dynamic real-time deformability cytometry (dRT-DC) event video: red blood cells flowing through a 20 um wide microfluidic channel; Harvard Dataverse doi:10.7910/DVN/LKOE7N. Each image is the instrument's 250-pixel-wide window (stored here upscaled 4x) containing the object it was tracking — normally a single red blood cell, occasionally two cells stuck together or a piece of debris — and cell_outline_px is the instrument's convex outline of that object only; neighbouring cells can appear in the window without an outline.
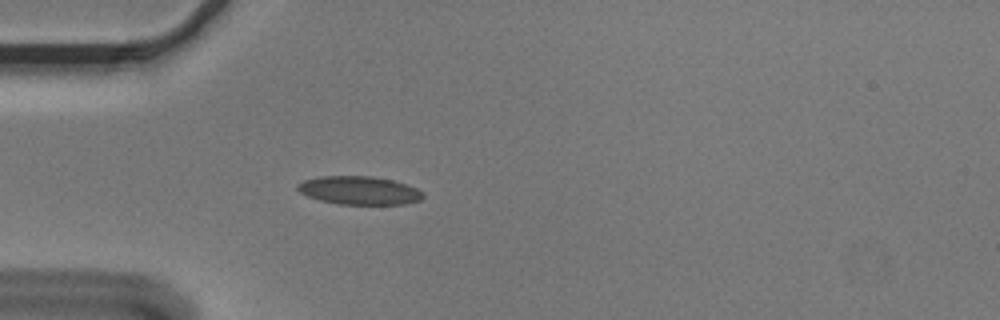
{"species": "Egyptian fruit bat (a non-hibernating species)", "species_latin": "Rousettus aegyptiacus", "temperature_condition": "cold", "stored_images_in_passage": 6, "camera_frame_rate_fps": 3000, "um_per_image_px": 0.085, "animal": {"sex": "male"}, "frame": {"image": 1, "passage_image": 6, "time_ms": 1.667, "image_size_px": [1000, 320], "cell_outline_px": [[424, 196], [420, 200], [404, 204], [340, 204], [320, 200], [308, 196], [300, 192], [296, 188], [296, 184], [304, 180], [320, 176], [372, 176], [392, 180], [408, 184], [424, 192]], "centroid_in_image_um": [30.54, 16.18], "position_along_channel_um": 54.5, "area_um2": 20.75}}